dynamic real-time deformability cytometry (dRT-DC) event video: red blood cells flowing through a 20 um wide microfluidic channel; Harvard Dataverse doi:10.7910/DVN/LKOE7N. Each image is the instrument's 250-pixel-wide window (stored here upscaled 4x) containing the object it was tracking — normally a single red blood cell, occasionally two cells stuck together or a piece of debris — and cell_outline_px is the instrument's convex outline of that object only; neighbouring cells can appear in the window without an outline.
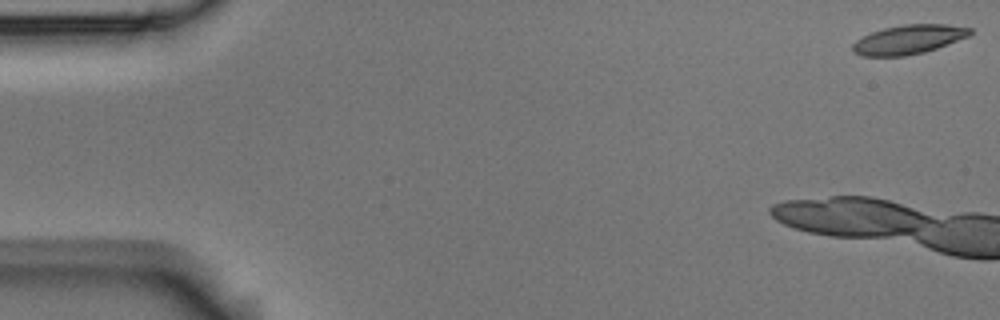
{"species": "Egyptian fruit bat (a non-hibernating species)", "species_latin": "Rousettus aegyptiacus", "temperature_condition": "room temperature", "stored_images_in_passage": 6, "camera_frame_rate_fps": 3000, "um_per_image_px": 0.085, "animal": {"sex": "male"}, "frame": {"image": 1, "passage_image": 1, "time_ms": 0.0, "image_size_px": [1000, 320], "cell_outline_px": [[972, 32], [968, 36], [936, 48], [924, 52], [904, 56], [860, 56], [852, 52], [852, 44], [856, 40], [872, 32], [884, 28], [904, 24], [944, 24], [972, 28]], "centroid_in_image_um": [77.19, 3.36], "position_along_channel_um": 7.8, "area_um2": 19.83}}